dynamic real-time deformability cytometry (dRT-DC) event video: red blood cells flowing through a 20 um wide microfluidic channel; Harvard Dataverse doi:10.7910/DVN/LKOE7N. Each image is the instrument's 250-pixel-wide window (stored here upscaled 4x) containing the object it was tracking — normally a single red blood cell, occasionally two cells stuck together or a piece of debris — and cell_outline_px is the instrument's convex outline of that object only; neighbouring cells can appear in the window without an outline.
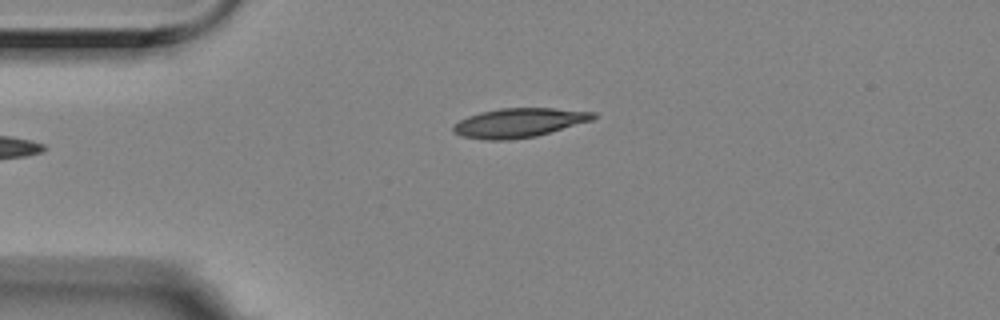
{"species": "Egyptian fruit bat (a non-hibernating species)", "species_latin": "Rousettus aegyptiacus", "temperature_condition": "room temperature", "stored_images_in_passage": 5, "camera_frame_rate_fps": 3000, "um_per_image_px": 0.085, "animal": {"sex": "female"}, "frame": {"image": 1, "passage_image": 5, "time_ms": 1.333, "image_size_px": [1000, 320], "cell_outline_px": [[596, 116], [592, 120], [536, 136], [512, 140], [484, 140], [460, 136], [452, 132], [452, 124], [468, 116], [480, 112], [500, 108], [556, 108], [596, 112]], "centroid_in_image_um": [44.07, 10.44], "position_along_channel_um": 40.9, "area_um2": 23.99}}